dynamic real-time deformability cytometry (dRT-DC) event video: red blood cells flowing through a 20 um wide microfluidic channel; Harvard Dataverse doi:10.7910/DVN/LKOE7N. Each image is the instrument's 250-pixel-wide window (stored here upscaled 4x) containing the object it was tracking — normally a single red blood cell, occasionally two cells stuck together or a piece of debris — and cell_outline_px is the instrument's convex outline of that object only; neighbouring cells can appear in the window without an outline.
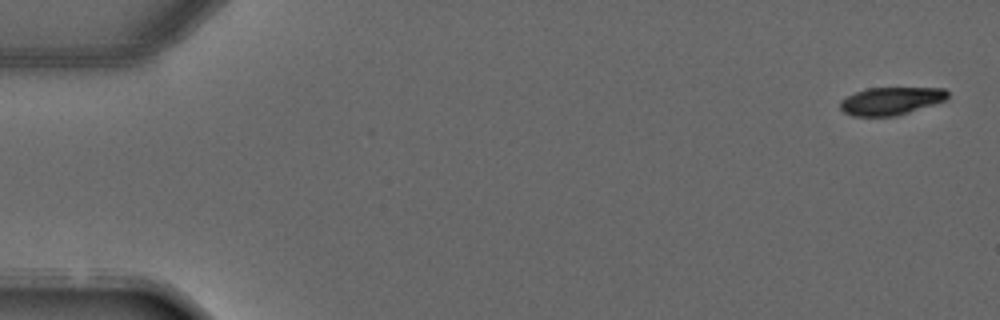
{"species": "common noctule bat (a hibernating species)", "species_latin": "Nyctalus noctula", "temperature_condition": "warm", "stored_images_in_passage": 5, "camera_frame_rate_fps": 3000, "um_per_image_px": 0.085, "animal": {"sex": "male", "forearm_length_mm": 52.5}, "frame": {"image": 1, "passage_image": 1, "time_ms": 0.0, "image_size_px": [1000, 320], "cell_outline_px": [[948, 96], [944, 100], [896, 116], [852, 116], [844, 112], [840, 108], [840, 100], [844, 96], [868, 88], [944, 88], [948, 92]], "centroid_in_image_um": [75.67, 8.58], "position_along_channel_um": 9.3, "area_um2": 17.22}}
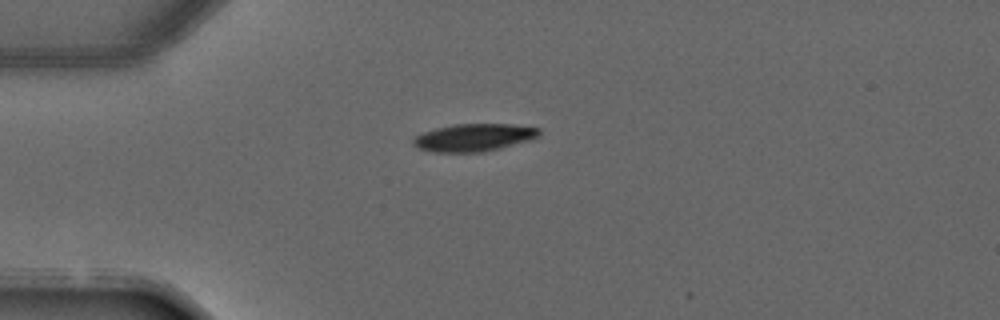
{"frame": {"image": 2, "passage_image": 4, "time_ms": 3.333, "image_size_px": [1000, 320], "cell_outline_px": [[540, 136], [532, 140], [484, 152], [432, 152], [420, 148], [412, 144], [412, 140], [416, 136], [424, 132], [436, 128], [452, 124], [508, 124], [540, 128]], "centroid_in_image_um": [40.31, 11.69], "position_along_channel_um": 44.7, "area_um2": 20.29}}